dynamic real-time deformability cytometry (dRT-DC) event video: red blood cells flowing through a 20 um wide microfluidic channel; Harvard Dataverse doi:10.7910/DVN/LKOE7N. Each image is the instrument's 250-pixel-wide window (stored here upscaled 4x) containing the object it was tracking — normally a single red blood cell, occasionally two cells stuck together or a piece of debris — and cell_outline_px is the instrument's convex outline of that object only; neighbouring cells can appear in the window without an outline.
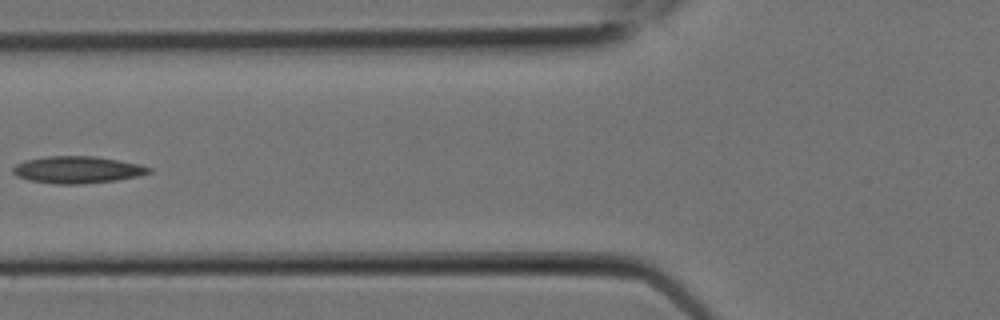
{"species": "Egyptian fruit bat (a non-hibernating species)", "species_latin": "Rousettus aegyptiacus", "temperature_condition": "room temperature", "stored_images_in_passage": 10, "camera_frame_rate_fps": 3000, "um_per_image_px": 0.085, "animal": {"sex": "female"}, "frame": {"image": 1, "passage_image": 7, "time_ms": 2.0, "image_size_px": [1000, 320], "cell_outline_px": [[152, 172], [140, 176], [116, 180], [80, 184], [56, 184], [28, 180], [16, 176], [12, 172], [12, 168], [16, 164], [24, 160], [44, 156], [96, 156], [140, 164], [152, 168]], "centroid_in_image_um": [6.57, 14.42], "position_along_channel_um": 119.2, "area_um2": 21.62}}
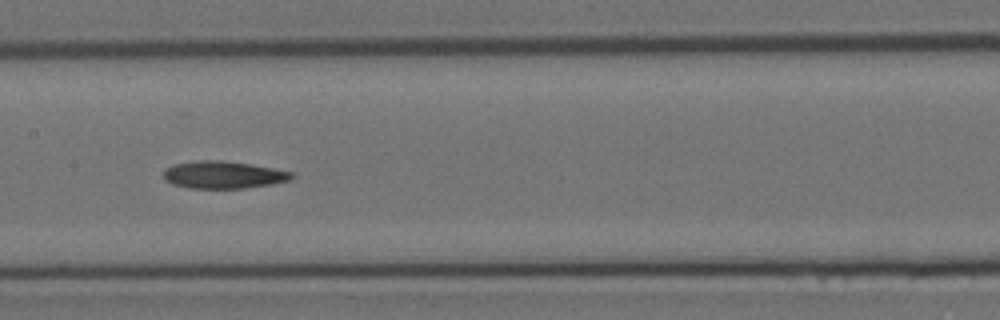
{"frame": {"image": 2, "passage_image": 9, "time_ms": 2.667, "image_size_px": [1000, 320], "cell_outline_px": [[296, 176], [288, 180], [272, 184], [244, 188], [188, 188], [172, 184], [164, 180], [164, 172], [168, 168], [176, 164], [200, 160], [220, 160], [248, 164], [272, 168], [292, 172]], "centroid_in_image_um": [18.99, 14.87], "position_along_channel_um": 188.4, "area_um2": 20.17}}
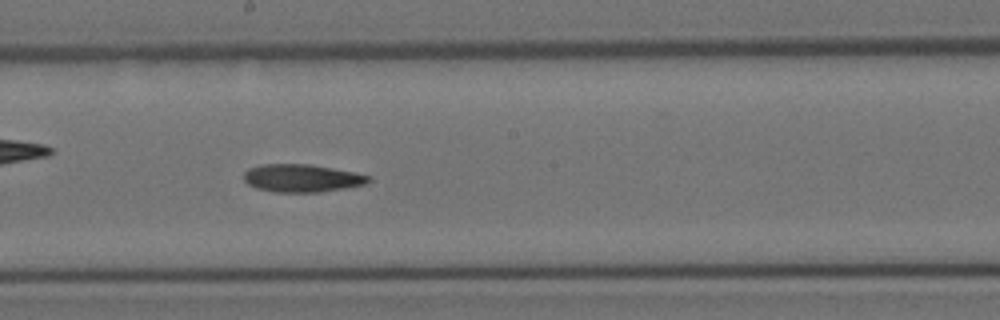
{"frame": {"image": 3, "passage_image": 10, "time_ms": 3.0, "image_size_px": [1000, 320], "cell_outline_px": [[372, 180], [364, 184], [344, 188], [320, 192], [276, 192], [256, 188], [248, 184], [244, 180], [244, 172], [248, 168], [260, 164], [308, 164], [332, 168], [372, 176]], "centroid_in_image_um": [25.64, 15.14], "position_along_channel_um": 222.6, "area_um2": 20.17}}